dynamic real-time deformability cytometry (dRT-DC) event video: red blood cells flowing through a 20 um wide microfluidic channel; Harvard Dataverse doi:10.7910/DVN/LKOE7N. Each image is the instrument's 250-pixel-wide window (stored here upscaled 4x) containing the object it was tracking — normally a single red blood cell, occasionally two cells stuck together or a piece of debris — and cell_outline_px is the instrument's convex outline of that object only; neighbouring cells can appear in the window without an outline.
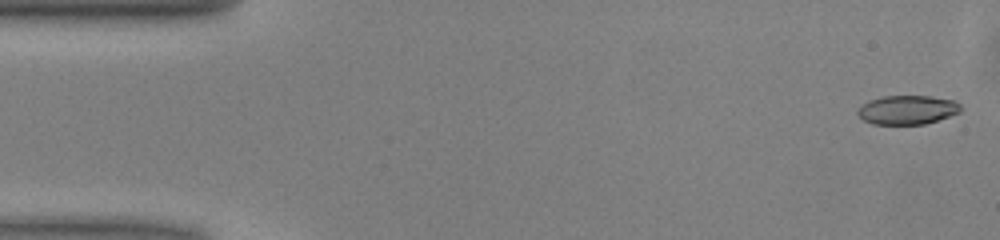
{"species": "common noctule bat (a hibernating species)", "species_latin": "Nyctalus noctula", "temperature_condition": "warm", "stored_images_in_passage": 50, "camera_frame_rate_fps": 3000, "um_per_image_px": 0.085, "animal": {"sex": "male", "body_mass_g": 13.0, "forearm_length_mm": 53.1}, "frame": {"image": 1, "passage_image": 1, "time_ms": 0.0, "image_size_px": [1000, 240], "cell_outline_px": [[960, 112], [924, 124], [872, 124], [864, 120], [856, 112], [868, 100], [884, 96], [932, 96], [956, 100], [960, 104]], "centroid_in_image_um": [77.14, 9.33], "position_along_channel_um": 7.9, "area_um2": 17.28}}
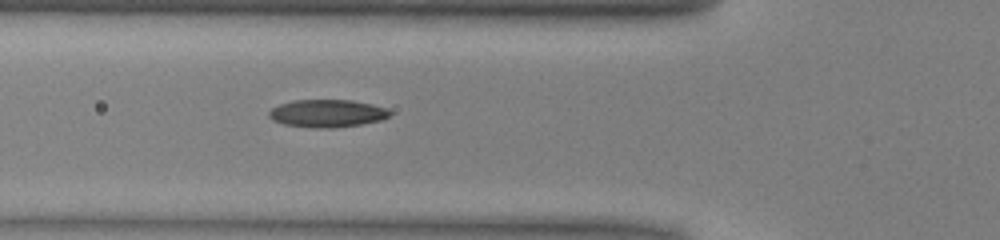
{"frame": {"image": 2, "passage_image": 17, "time_ms": 5.333, "image_size_px": [1000, 240], "cell_outline_px": [[392, 112], [388, 116], [380, 120], [360, 124], [336, 128], [312, 128], [284, 124], [272, 120], [268, 116], [268, 112], [272, 108], [280, 104], [292, 100], [352, 100], [372, 104], [388, 108]], "centroid_in_image_um": [27.8, 9.63], "position_along_channel_um": 98.0, "area_um2": 19.59}}
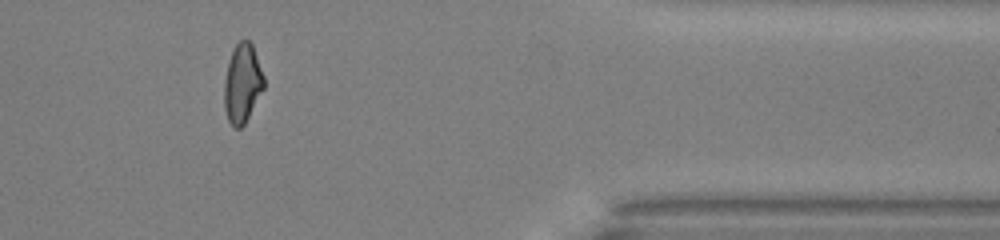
{"frame": {"image": 3, "passage_image": 41, "time_ms": 13.333, "image_size_px": [1000, 240], "cell_outline_px": [[264, 88], [244, 124], [240, 128], [232, 128], [228, 120], [224, 108], [224, 80], [228, 60], [236, 44], [240, 40], [248, 40], [252, 44], [264, 76]], "centroid_in_image_um": [20.58, 7.1], "position_along_channel_um": 390.8, "area_um2": 18.26}, "authors_computed_cell_mechanics": {"area_um2": 18.7272, "velocity_mm_per_s": 4.0416, "shape_relaxation_time_tau1_ms": 9.5581, "shape_relaxation_time_tau2_ms": 2.5713, "deformation_change_tau1": 0.211, "deformation_change_tau2": 0.095}}